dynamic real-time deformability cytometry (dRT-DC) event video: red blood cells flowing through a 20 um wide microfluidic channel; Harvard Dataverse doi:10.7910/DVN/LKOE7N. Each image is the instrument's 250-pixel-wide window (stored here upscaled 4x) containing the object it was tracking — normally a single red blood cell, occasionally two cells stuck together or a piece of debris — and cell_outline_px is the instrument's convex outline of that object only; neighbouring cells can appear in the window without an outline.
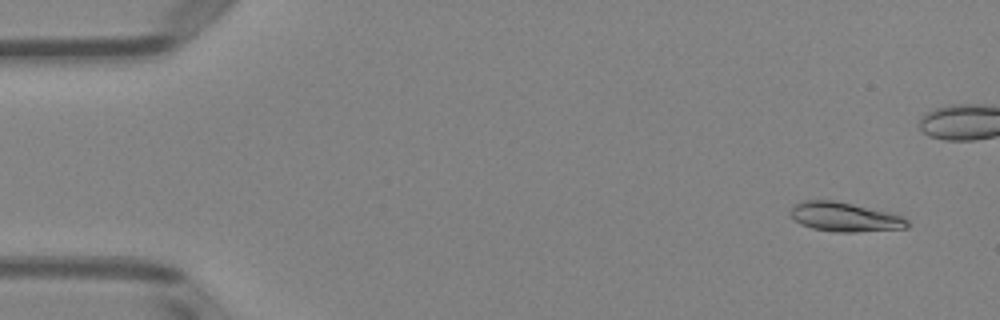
{"species": "Egyptian fruit bat (a non-hibernating species)", "species_latin": "Rousettus aegyptiacus", "temperature_condition": "room temperature", "stored_images_in_passage": 51, "camera_frame_rate_fps": 3000, "um_per_image_px": 0.085, "animal": {"sex": "female"}, "frame": {"image": 1, "passage_image": 3, "time_ms": 0.667, "image_size_px": [1000, 320], "cell_outline_px": [[908, 228], [856, 232], [836, 232], [812, 228], [800, 224], [788, 212], [800, 200], [832, 200], [852, 204], [900, 216], [908, 220]], "centroid_in_image_um": [71.75, 18.45], "position_along_channel_um": 13.2, "area_um2": 19.59}}
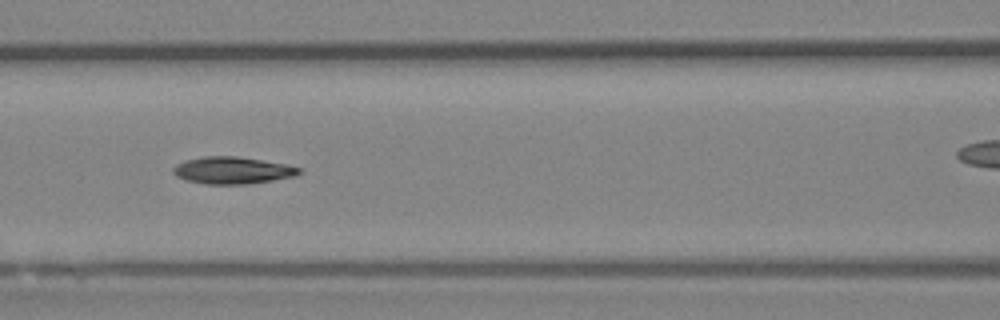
{"frame": {"image": 2, "passage_image": 22, "time_ms": 7.0, "image_size_px": [1000, 320], "cell_outline_px": [[304, 172], [296, 176], [248, 184], [204, 184], [184, 180], [176, 176], [172, 172], [172, 168], [176, 164], [184, 160], [204, 156], [236, 156], [284, 164], [300, 168]], "centroid_in_image_um": [19.72, 14.48], "position_along_channel_um": 146.9, "area_um2": 19.94}}
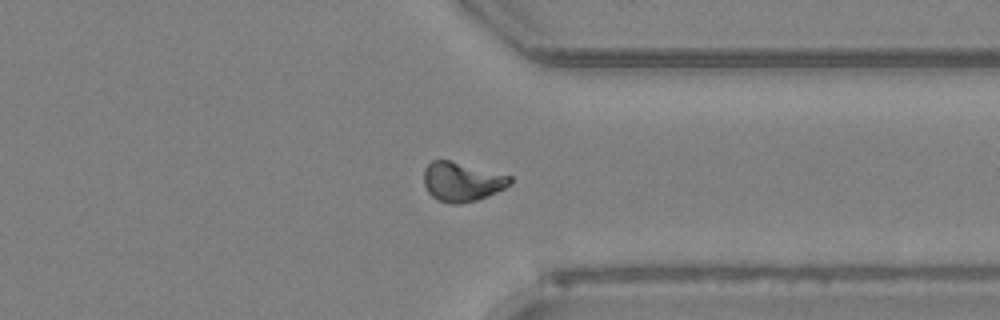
{"frame": {"image": 3, "passage_image": 39, "time_ms": 12.667, "image_size_px": [1000, 320], "cell_outline_px": [[512, 184], [496, 192], [476, 200], [456, 204], [448, 204], [432, 196], [428, 192], [424, 184], [424, 168], [432, 160], [448, 160], [512, 176]], "centroid_in_image_um": [39.26, 15.44], "position_along_channel_um": 372.1, "area_um2": 19.54}, "authors_computed_cell_mechanics": {"area_um2": 19.1318, "velocity_mm_per_s": 4.0037, "shape_relaxation_time_tau1_ms": 6.1456, "shape_relaxation_time_tau2_ms": null, "deformation_change_tau1": 0.1719, "deformation_change_tau2": null}}